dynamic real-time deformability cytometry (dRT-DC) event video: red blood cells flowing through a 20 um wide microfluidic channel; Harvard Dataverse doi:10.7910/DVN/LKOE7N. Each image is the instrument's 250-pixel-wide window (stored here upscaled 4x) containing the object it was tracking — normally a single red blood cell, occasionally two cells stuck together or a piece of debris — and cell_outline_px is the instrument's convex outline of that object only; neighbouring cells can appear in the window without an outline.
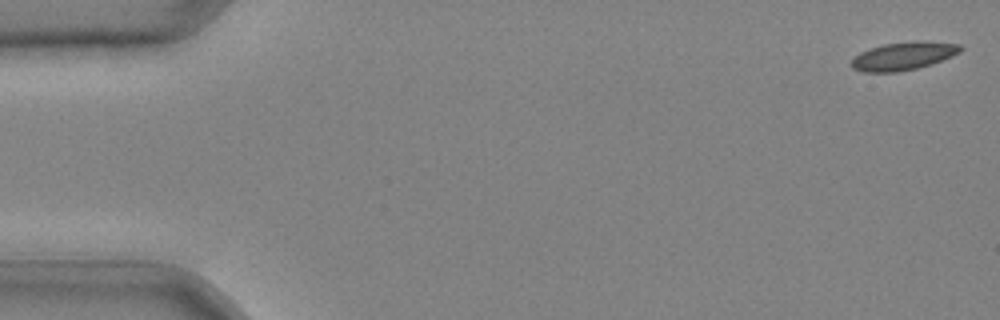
{"species": "common noctule bat (a hibernating species)", "species_latin": "Nyctalus noctula", "temperature_condition": "cold", "stored_images_in_passage": 39, "camera_frame_rate_fps": 3000, "um_per_image_px": 0.085, "animal": {"sex": "male", "body_mass_g": 20.4}, "frame": {"image": 1, "passage_image": 1, "time_ms": 0.0, "image_size_px": [1000, 320], "cell_outline_px": [[964, 48], [960, 52], [952, 56], [932, 64], [916, 68], [896, 72], [860, 72], [852, 68], [852, 60], [860, 52], [884, 44], [960, 44]], "centroid_in_image_um": [76.72, 4.83], "position_along_channel_um": 8.3, "area_um2": 16.7}}
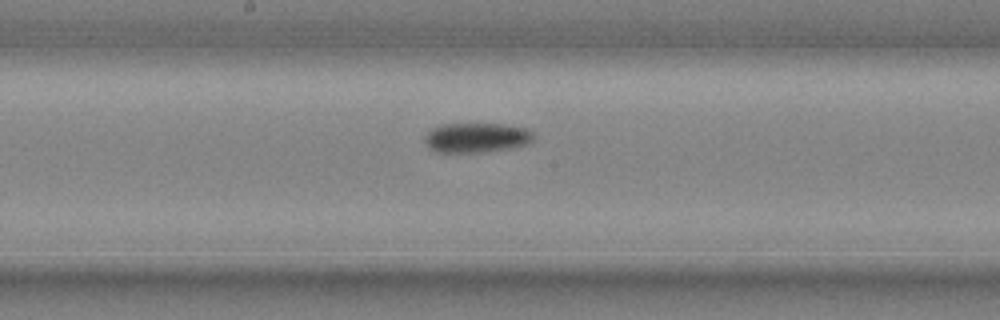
{"frame": {"image": 2, "passage_image": 23, "time_ms": 7.333, "image_size_px": [1000, 320], "cell_outline_px": [[532, 140], [528, 144], [512, 148], [488, 152], [436, 152], [428, 148], [424, 144], [424, 136], [432, 128], [440, 124], [504, 124], [528, 128], [532, 132]], "centroid_in_image_um": [40.48, 11.7], "position_along_channel_um": 207.7, "area_um2": 19.13}}
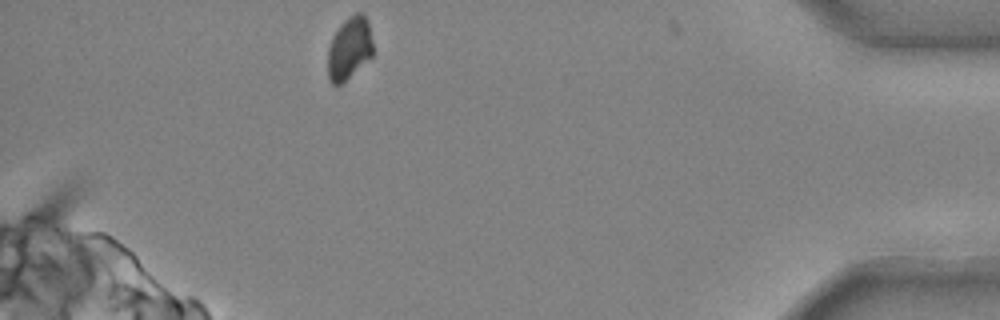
{"frame": {"image": 3, "passage_image": 39, "time_ms": 12.667, "image_size_px": [1000, 320], "cell_outline_px": [[376, 52], [372, 56], [336, 88], [328, 80], [328, 48], [332, 36], [340, 24], [348, 16], [356, 12], [364, 12], [368, 20]], "centroid_in_image_um": [29.72, 4.07], "position_along_channel_um": 405.5, "area_um2": 16.99}}